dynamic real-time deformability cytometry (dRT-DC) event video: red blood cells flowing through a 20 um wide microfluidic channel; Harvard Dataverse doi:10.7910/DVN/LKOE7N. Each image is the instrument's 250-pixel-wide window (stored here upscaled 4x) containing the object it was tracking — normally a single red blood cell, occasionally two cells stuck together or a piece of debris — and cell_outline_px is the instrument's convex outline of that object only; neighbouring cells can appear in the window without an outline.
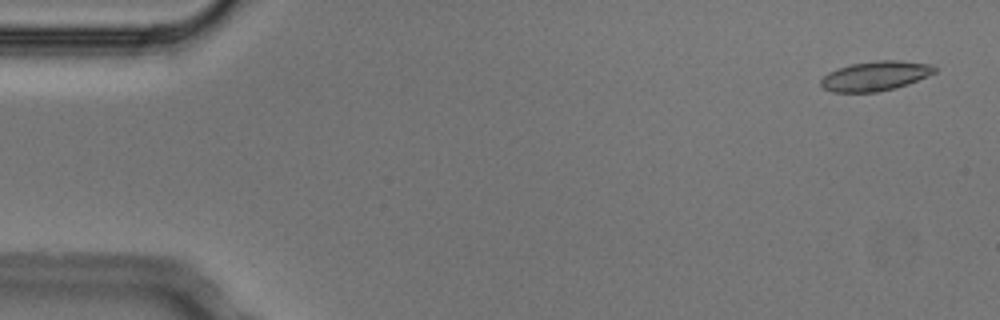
{"species": "Egyptian fruit bat (a non-hibernating species)", "species_latin": "Rousettus aegyptiacus", "temperature_condition": "cold", "stored_images_in_passage": 5, "camera_frame_rate_fps": 3000, "um_per_image_px": 0.085, "animal": {"sex": "male"}, "frame": {"image": 1, "passage_image": 1, "time_ms": 0.0, "image_size_px": [1000, 320], "cell_outline_px": [[936, 72], [928, 76], [908, 84], [896, 88], [876, 92], [832, 92], [824, 88], [820, 84], [820, 80], [828, 72], [852, 64], [876, 60], [900, 60], [932, 64], [936, 68]], "centroid_in_image_um": [74.43, 6.45], "position_along_channel_um": 10.6, "area_um2": 19.65}}
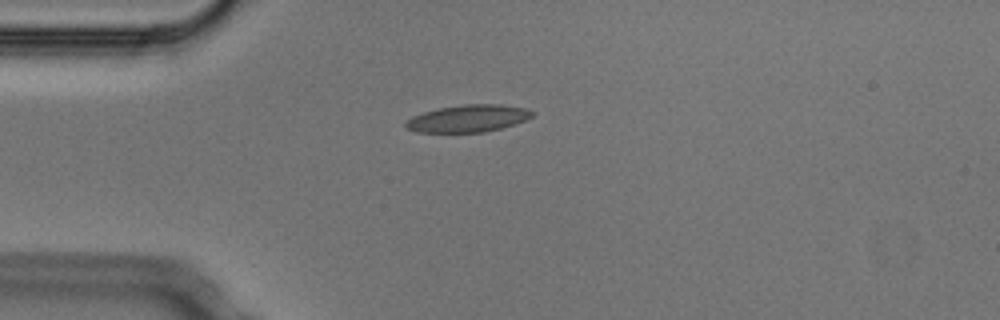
{"frame": {"image": 2, "passage_image": 4, "time_ms": 1.0, "image_size_px": [1000, 320], "cell_outline_px": [[536, 112], [532, 116], [524, 120], [500, 128], [484, 132], [416, 132], [408, 128], [404, 124], [412, 116], [424, 112], [440, 108], [464, 104], [500, 104], [524, 108]], "centroid_in_image_um": [39.78, 10.06], "position_along_channel_um": 45.2, "area_um2": 19.77}}